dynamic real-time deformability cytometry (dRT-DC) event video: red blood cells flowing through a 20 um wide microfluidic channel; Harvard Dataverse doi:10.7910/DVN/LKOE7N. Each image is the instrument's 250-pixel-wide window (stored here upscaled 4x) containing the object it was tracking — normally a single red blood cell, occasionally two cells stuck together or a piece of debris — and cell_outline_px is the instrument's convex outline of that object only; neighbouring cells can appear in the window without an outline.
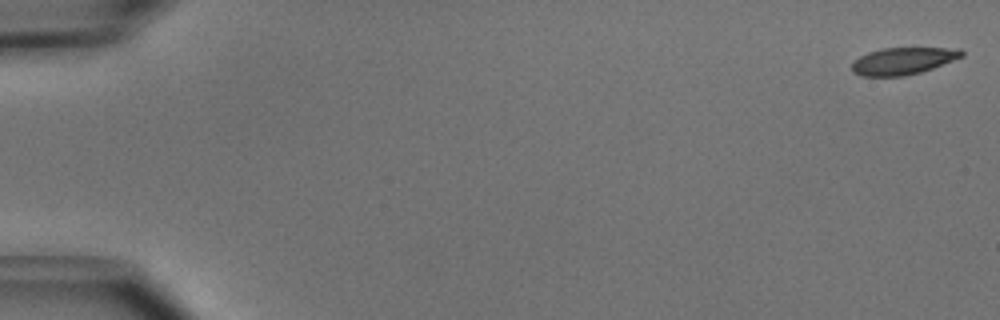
{"species": "common noctule bat (a hibernating species)", "species_latin": "Nyctalus noctula", "temperature_condition": "cold", "stored_images_in_passage": 51, "camera_frame_rate_fps": 3000, "um_per_image_px": 0.085, "animal": {"sex": "male", "body_mass_g": 15.6}, "frame": {"image": 1, "passage_image": 1, "time_ms": 0.0, "image_size_px": [1000, 320], "cell_outline_px": [[964, 56], [932, 68], [920, 72], [904, 76], [864, 76], [852, 72], [852, 64], [860, 56], [868, 52], [884, 48], [960, 48], [964, 52]], "centroid_in_image_um": [76.77, 5.17], "position_along_channel_um": 8.2, "area_um2": 17.17}}
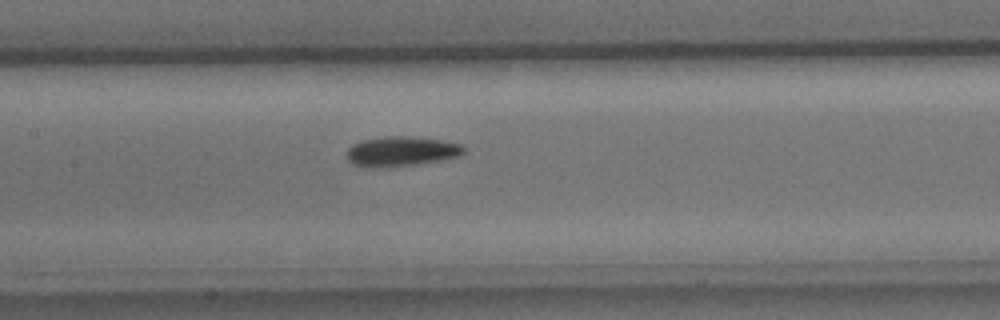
{"frame": {"image": 2, "passage_image": 25, "time_ms": 8.0, "image_size_px": [1000, 320], "cell_outline_px": [[464, 152], [460, 156], [440, 160], [416, 164], [388, 168], [364, 168], [352, 164], [348, 160], [344, 152], [352, 144], [364, 140], [384, 136], [404, 136], [440, 140], [464, 144]], "centroid_in_image_um": [34.05, 12.89], "position_along_channel_um": 173.4, "area_um2": 20.69}}
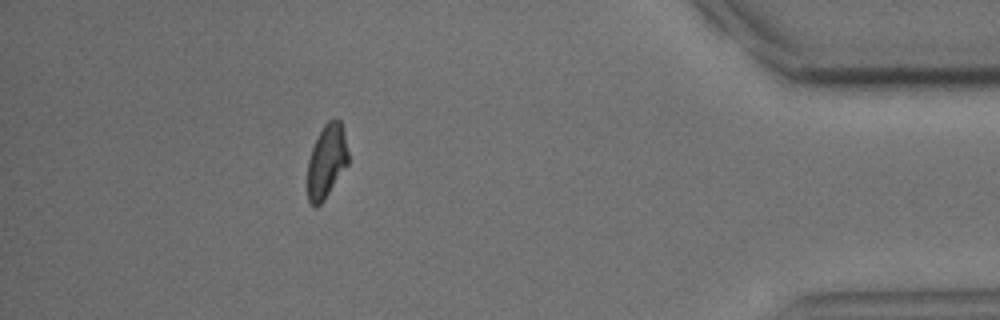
{"frame": {"image": 3, "passage_image": 46, "time_ms": 15.0, "image_size_px": [1000, 320], "cell_outline_px": [[348, 164], [324, 200], [316, 208], [308, 200], [308, 160], [312, 148], [324, 124], [328, 120], [340, 120], [344, 132], [348, 152]], "centroid_in_image_um": [27.77, 13.72], "position_along_channel_um": 407.4, "area_um2": 17.22}, "authors_computed_cell_mechanics": {"area_um2": 18.6116, "velocity_mm_per_s": 3.9742, "shape_relaxation_time_tau1_ms": 3.3856, "shape_relaxation_time_tau2_ms": null, "deformation_change_tau1": 0.1057, "deformation_change_tau2": null}}